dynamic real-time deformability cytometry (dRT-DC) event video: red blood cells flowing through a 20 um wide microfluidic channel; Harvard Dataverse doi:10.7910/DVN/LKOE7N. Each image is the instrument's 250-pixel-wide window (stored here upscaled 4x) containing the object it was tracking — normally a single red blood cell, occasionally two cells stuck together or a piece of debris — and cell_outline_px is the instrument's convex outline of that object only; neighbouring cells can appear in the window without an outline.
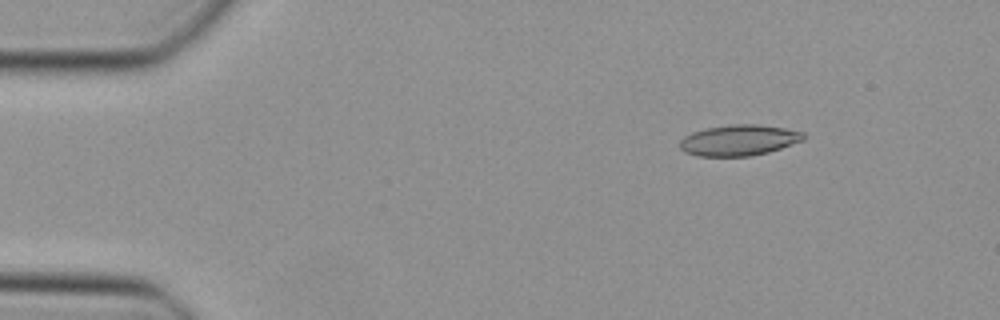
{"species": "Egyptian fruit bat (a non-hibernating species)", "species_latin": "Rousettus aegyptiacus", "temperature_condition": "cold", "stored_images_in_passage": 47, "camera_frame_rate_fps": 3000, "um_per_image_px": 0.085, "animal": {"sex": "female"}, "frame": {"image": 1, "passage_image": 6, "time_ms": 1.667, "image_size_px": [1000, 320], "cell_outline_px": [[808, 136], [804, 140], [768, 152], [752, 156], [696, 156], [684, 152], [680, 148], [680, 140], [684, 136], [692, 132], [708, 128], [732, 124], [756, 124], [784, 128], [804, 132]], "centroid_in_image_um": [62.82, 11.92], "position_along_channel_um": 22.2, "area_um2": 22.31}}
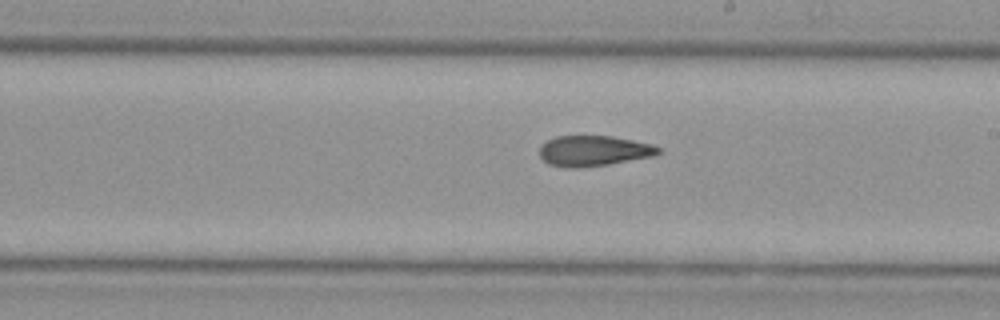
{"frame": {"image": 2, "passage_image": 27, "time_ms": 8.667, "image_size_px": [1000, 320], "cell_outline_px": [[660, 152], [652, 156], [608, 164], [576, 168], [568, 168], [548, 164], [540, 156], [540, 144], [556, 136], [612, 136], [652, 144], [660, 148]], "centroid_in_image_um": [50.42, 12.82], "position_along_channel_um": 238.6, "area_um2": 20.98}}
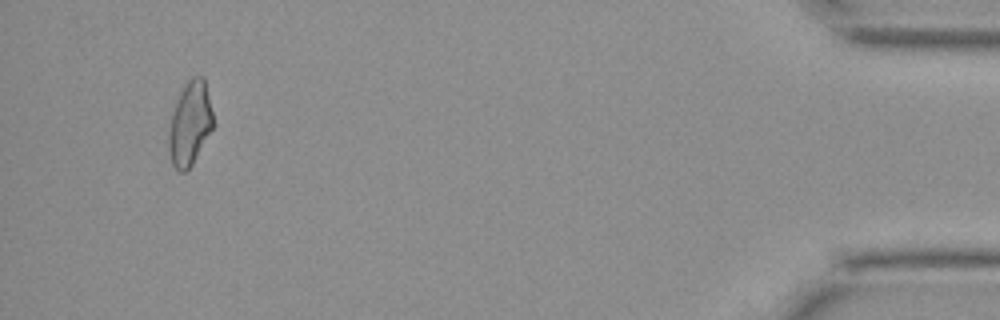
{"frame": {"image": 3, "passage_image": 45, "time_ms": 14.667, "image_size_px": [1000, 320], "cell_outline_px": [[216, 124], [192, 164], [184, 172], [180, 172], [172, 164], [168, 148], [168, 132], [176, 100], [180, 92], [188, 80], [192, 76], [204, 76]], "centroid_in_image_um": [16.17, 10.48], "position_along_channel_um": 419.0, "area_um2": 21.91}}